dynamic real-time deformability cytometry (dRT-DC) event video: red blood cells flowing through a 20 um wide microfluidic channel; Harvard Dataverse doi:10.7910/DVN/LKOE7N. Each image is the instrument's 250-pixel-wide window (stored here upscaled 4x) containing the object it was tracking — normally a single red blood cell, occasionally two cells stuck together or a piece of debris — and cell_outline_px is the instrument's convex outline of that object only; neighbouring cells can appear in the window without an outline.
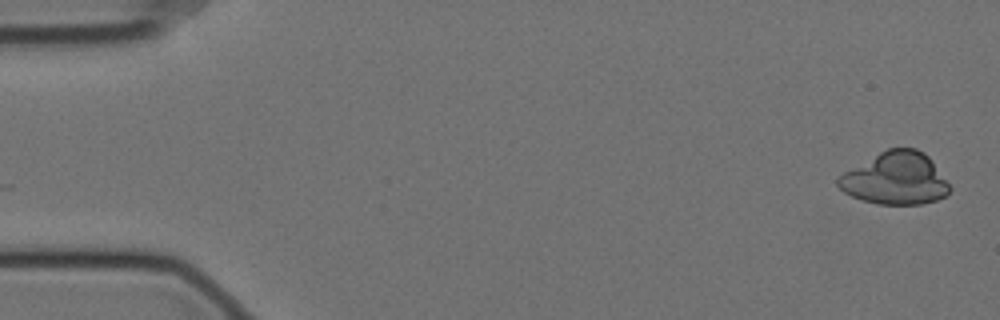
{"species": "Egyptian fruit bat (a non-hibernating species)", "species_latin": "Rousettus aegyptiacus", "temperature_condition": "cold", "stored_images_in_passage": 58, "segment_of_instrument_passage": [1, 2], "camera_frame_rate_fps": 3000, "um_per_image_px": 0.085, "animal": {"sex": "female"}, "frame": {"image": 1, "passage_image": 2, "time_ms": 0.333, "image_size_px": [1000, 320], "cell_outline_px": [[952, 188], [944, 196], [936, 200], [920, 204], [876, 204], [860, 200], [844, 192], [836, 184], [836, 180], [844, 172], [880, 152], [888, 148], [916, 148], [924, 152], [928, 156]], "centroid_in_image_um": [76.1, 15.18], "position_along_channel_um": 8.9, "area_um2": 33.76}}
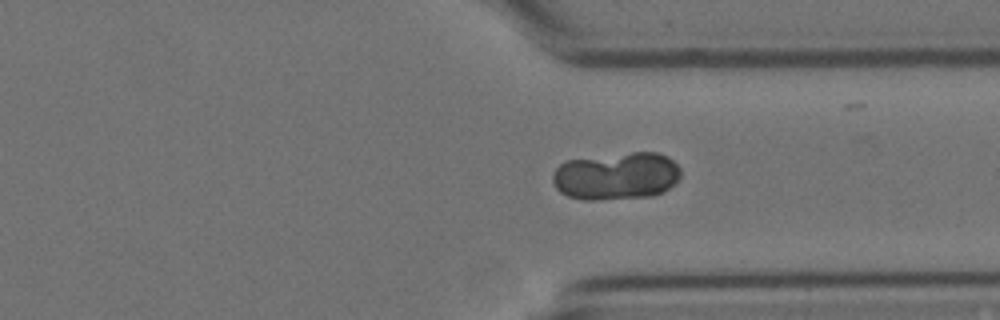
{"frame": {"image": 2, "passage_image": 43, "time_ms": 14.0, "image_size_px": [1000, 320], "cell_outline_px": [[680, 176], [668, 188], [652, 196], [596, 200], [584, 200], [568, 196], [560, 192], [556, 188], [552, 180], [552, 176], [556, 168], [564, 160], [632, 152], [656, 152], [668, 156], [680, 168]], "centroid_in_image_um": [52.36, 14.95], "position_along_channel_um": 359.0, "area_um2": 35.49}}
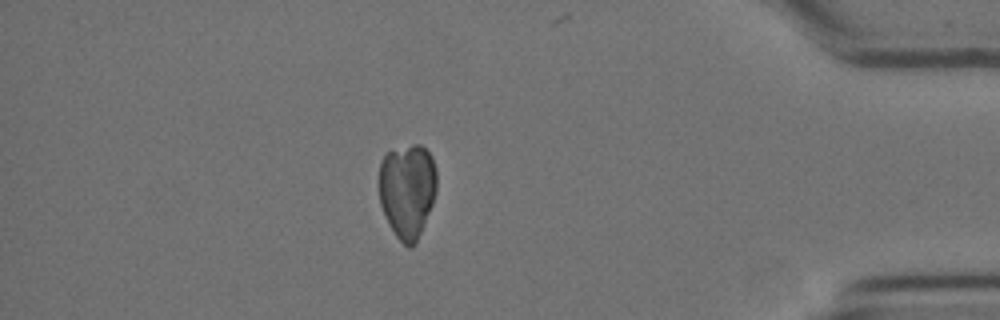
{"frame": {"image": 3, "passage_image": 50, "time_ms": 16.333, "image_size_px": [1000, 320], "cell_outline_px": [[436, 192], [432, 204], [416, 244], [412, 248], [408, 248], [396, 236], [388, 224], [384, 216], [380, 204], [380, 164], [384, 156], [388, 152], [412, 144], [420, 144], [432, 156], [436, 168]], "centroid_in_image_um": [34.63, 16.22], "position_along_channel_um": 400.6, "area_um2": 31.85}}